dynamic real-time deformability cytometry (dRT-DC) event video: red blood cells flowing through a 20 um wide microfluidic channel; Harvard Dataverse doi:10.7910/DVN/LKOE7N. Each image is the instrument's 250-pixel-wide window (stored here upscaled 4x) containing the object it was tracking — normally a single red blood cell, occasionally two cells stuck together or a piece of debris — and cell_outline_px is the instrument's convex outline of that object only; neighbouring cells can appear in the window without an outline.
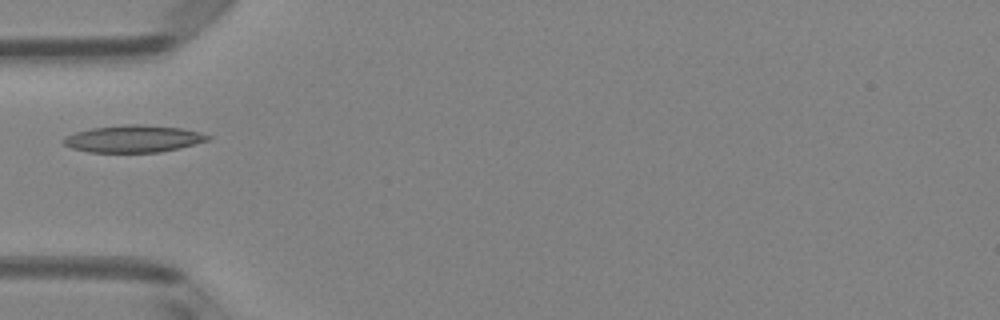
{"species": "Egyptian fruit bat (a non-hibernating species)", "species_latin": "Rousettus aegyptiacus", "temperature_condition": "room temperature", "stored_images_in_passage": 5, "camera_frame_rate_fps": 3000, "um_per_image_px": 0.085, "animal": {"sex": "female"}, "frame": {"image": 1, "passage_image": 5, "time_ms": 1.333, "image_size_px": [1000, 320], "cell_outline_px": [[212, 136], [208, 140], [180, 148], [160, 152], [88, 152], [72, 148], [64, 144], [60, 140], [64, 136], [76, 132], [92, 128], [124, 124], [140, 124], [180, 128], [200, 132]], "centroid_in_image_um": [11.31, 11.79], "position_along_channel_um": 73.7, "area_um2": 22.83}}